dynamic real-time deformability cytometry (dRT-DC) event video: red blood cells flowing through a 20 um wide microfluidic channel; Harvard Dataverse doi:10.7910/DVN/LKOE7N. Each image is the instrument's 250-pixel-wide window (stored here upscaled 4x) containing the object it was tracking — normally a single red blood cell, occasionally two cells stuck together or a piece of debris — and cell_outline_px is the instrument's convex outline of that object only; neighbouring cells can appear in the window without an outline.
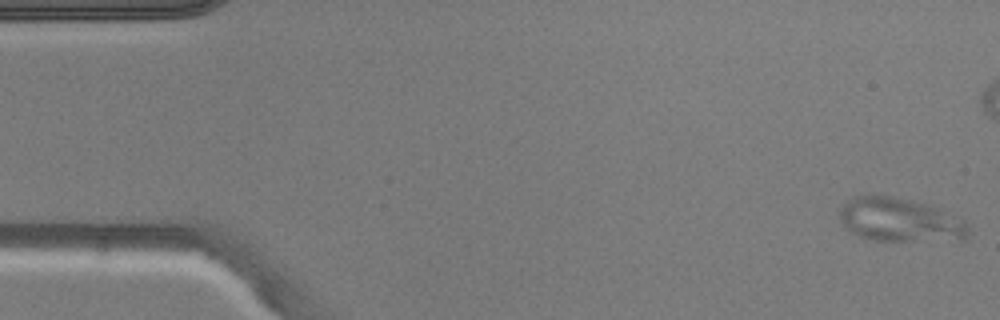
{"species": "common noctule bat (a hibernating species)", "species_latin": "Nyctalus noctula", "temperature_condition": "warm", "stored_images_in_passage": 51, "camera_frame_rate_fps": 3000, "um_per_image_px": 0.085, "animal": {"sex": "male", "body_mass_g": 20.5, "forearm_length_mm": 52.5}, "frame": {"image": 1, "passage_image": 1, "time_ms": 0.0, "image_size_px": [1000, 320], "cell_outline_px": [[968, 236], [964, 240], [872, 240], [848, 232], [844, 228], [840, 220], [840, 208], [852, 196], [892, 196], [940, 208], [964, 220], [968, 224]], "centroid_in_image_um": [76.49, 18.7], "position_along_channel_um": 8.5, "area_um2": 32.71}}
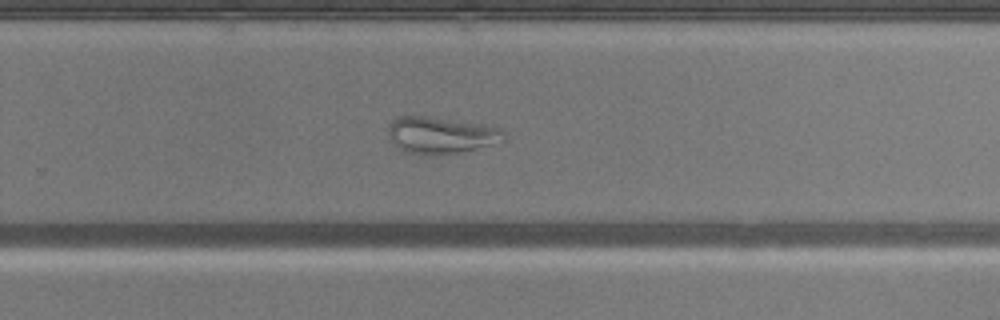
{"frame": {"image": 2, "passage_image": 32, "time_ms": 10.333, "image_size_px": [1000, 320], "cell_outline_px": [[504, 140], [460, 152], [440, 156], [432, 156], [404, 152], [392, 144], [388, 140], [388, 124], [396, 116], [424, 116], [484, 124], [500, 128], [504, 132]], "centroid_in_image_um": [37.38, 11.5], "position_along_channel_um": 292.4, "area_um2": 25.03}}
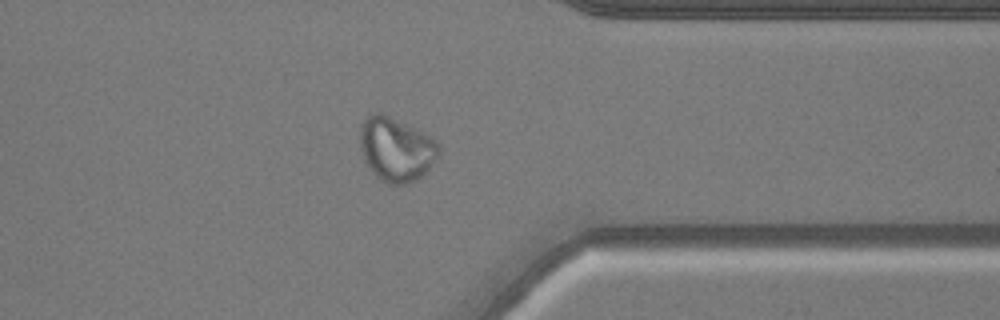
{"frame": {"image": 3, "passage_image": 39, "time_ms": 12.667, "image_size_px": [1000, 320], "cell_outline_px": [[440, 152], [428, 168], [416, 180], [404, 184], [388, 184], [380, 180], [372, 172], [360, 148], [360, 124], [368, 116], [376, 112], [380, 112], [424, 132], [436, 140], [440, 144]], "centroid_in_image_um": [33.67, 12.67], "position_along_channel_um": 377.7, "area_um2": 29.13}}